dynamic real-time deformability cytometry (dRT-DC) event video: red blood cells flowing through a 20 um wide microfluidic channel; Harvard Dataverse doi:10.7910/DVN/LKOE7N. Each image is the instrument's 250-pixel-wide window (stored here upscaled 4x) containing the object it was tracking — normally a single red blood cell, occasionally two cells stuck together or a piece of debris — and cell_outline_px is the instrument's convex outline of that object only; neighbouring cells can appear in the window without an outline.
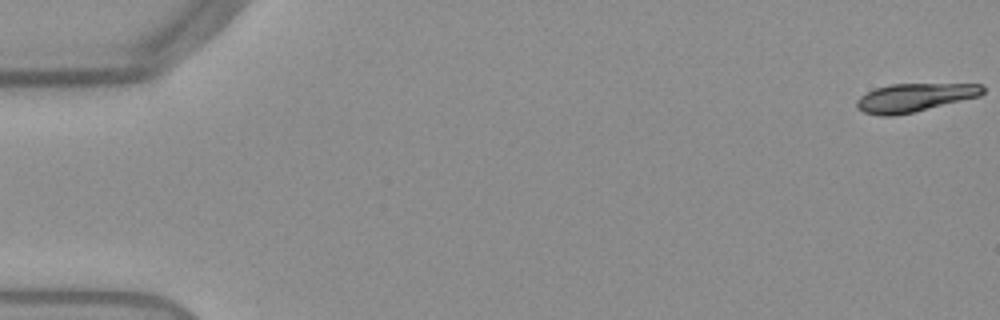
{"species": "Egyptian fruit bat (a non-hibernating species)", "species_latin": "Rousettus aegyptiacus", "temperature_condition": "warm", "stored_images_in_passage": 54, "camera_frame_rate_fps": 3000, "um_per_image_px": 0.085, "frame": {"image": 1, "passage_image": 1, "time_ms": 0.0, "image_size_px": [1000, 320], "cell_outline_px": [[984, 92], [980, 96], [912, 112], [892, 116], [880, 116], [864, 112], [856, 108], [856, 100], [860, 96], [876, 88], [888, 84], [984, 84]], "centroid_in_image_um": [77.71, 8.29], "position_along_channel_um": 7.3, "area_um2": 20.69}}
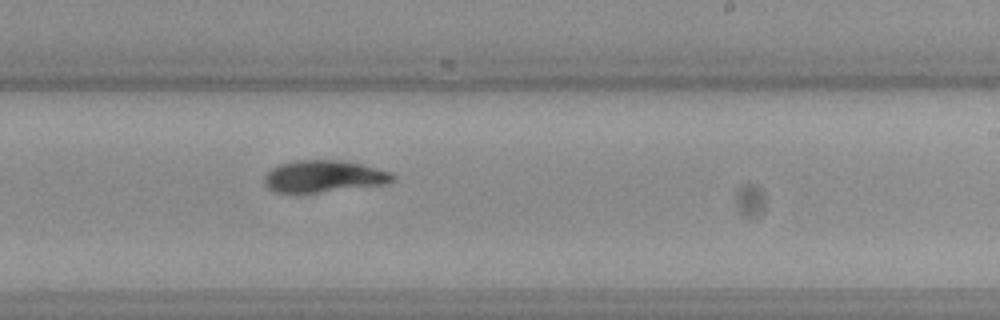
{"frame": {"image": 2, "passage_image": 33, "time_ms": 10.667, "image_size_px": [1000, 320], "cell_outline_px": [[396, 180], [388, 184], [300, 196], [276, 192], [268, 188], [264, 184], [264, 176], [272, 168], [280, 164], [296, 160], [340, 160], [360, 164], [392, 172], [396, 176]], "centroid_in_image_um": [27.52, 15.04], "position_along_channel_um": 261.5, "area_um2": 24.91}}
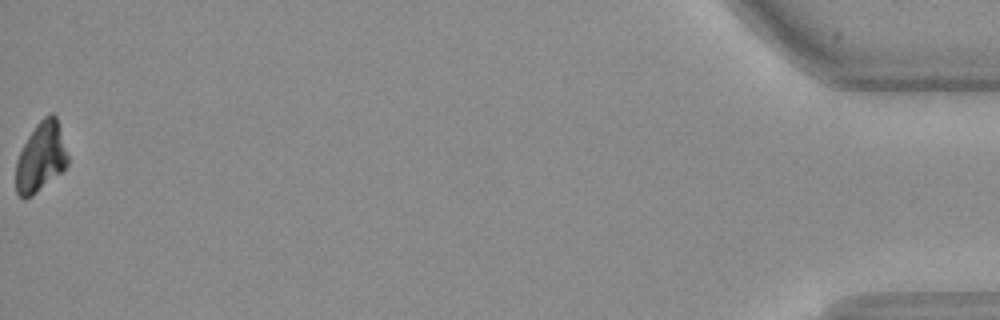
{"frame": {"image": 3, "passage_image": 54, "time_ms": 17.667, "image_size_px": [1000, 320], "cell_outline_px": [[68, 164], [60, 172], [32, 196], [24, 200], [16, 192], [16, 160], [28, 136], [36, 124], [48, 112], [52, 112], [56, 116], [68, 156]], "centroid_in_image_um": [3.46, 13.35], "position_along_channel_um": 431.7, "area_um2": 20.81}, "authors_computed_cell_mechanics": {"area_um2": 23.2067, "velocity_mm_per_s": 3.8383, "shape_relaxation_time_tau1_ms": 5.7784, "shape_relaxation_time_tau2_ms": null, "deformation_change_tau1": 0.1837, "deformation_change_tau2": null}}